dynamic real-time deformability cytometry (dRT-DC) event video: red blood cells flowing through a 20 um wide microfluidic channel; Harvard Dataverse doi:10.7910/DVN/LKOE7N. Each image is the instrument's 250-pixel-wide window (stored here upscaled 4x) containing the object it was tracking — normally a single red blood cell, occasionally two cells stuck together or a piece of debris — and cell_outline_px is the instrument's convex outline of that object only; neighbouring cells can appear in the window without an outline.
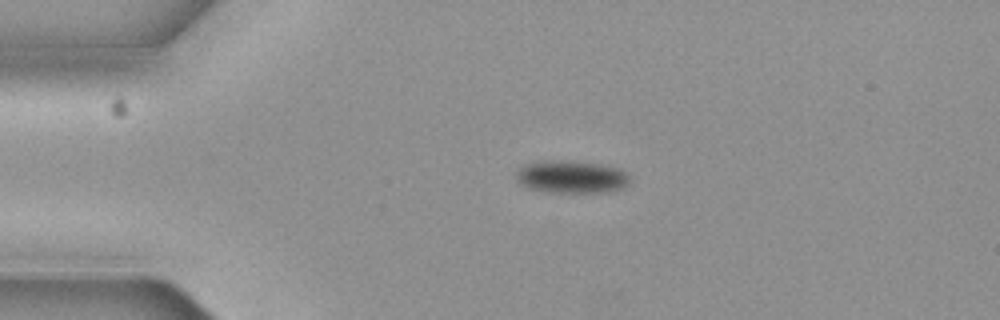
{"species": "common noctule bat (a hibernating species)", "species_latin": "Nyctalus noctula", "temperature_condition": "cold", "stored_images_in_passage": 4, "camera_frame_rate_fps": 3000, "um_per_image_px": 0.085, "animal": {"sex": "female", "body_mass_g": 19.3, "forearm_length_mm": 54.1}, "frame": {"image": 1, "passage_image": 3, "time_ms": 0.667, "image_size_px": [1000, 320], "cell_outline_px": [[628, 184], [624, 188], [616, 192], [552, 192], [532, 188], [524, 184], [516, 176], [520, 168], [524, 164], [536, 160], [560, 160], [600, 164], [620, 168], [628, 176]], "centroid_in_image_um": [48.63, 15.02], "position_along_channel_um": 36.4, "area_um2": 21.44}}